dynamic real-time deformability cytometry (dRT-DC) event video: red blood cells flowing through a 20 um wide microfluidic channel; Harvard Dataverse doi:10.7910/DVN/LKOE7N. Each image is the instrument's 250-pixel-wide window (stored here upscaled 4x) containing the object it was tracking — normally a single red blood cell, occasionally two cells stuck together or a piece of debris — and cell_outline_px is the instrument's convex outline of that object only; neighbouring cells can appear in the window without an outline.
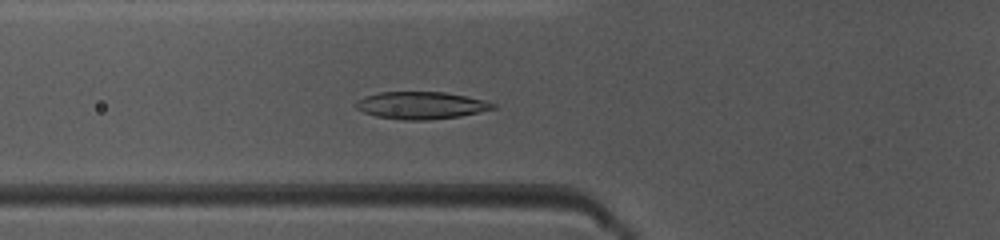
{"species": "common noctule bat (a hibernating species)", "species_latin": "Nyctalus noctula", "temperature_condition": "warm", "stored_images_in_passage": 38, "camera_frame_rate_fps": 3000, "um_per_image_px": 0.085, "animal": {"sex": "female", "body_mass_g": 10.0, "forearm_length_mm": 53.1}, "frame": {"image": 1, "passage_image": 7, "time_ms": 2.0, "image_size_px": [1000, 240], "cell_outline_px": [[496, 108], [460, 116], [428, 120], [404, 120], [376, 116], [364, 112], [356, 108], [356, 100], [364, 96], [380, 92], [444, 92], [484, 100], [496, 104]], "centroid_in_image_um": [35.77, 8.95], "position_along_channel_um": 90.0, "area_um2": 21.68}}
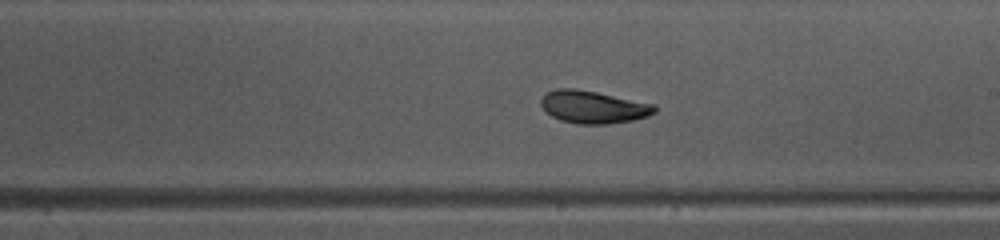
{"frame": {"image": 2, "passage_image": 18, "time_ms": 5.667, "image_size_px": [1000, 240], "cell_outline_px": [[656, 112], [648, 116], [632, 120], [608, 124], [576, 124], [560, 120], [544, 112], [540, 104], [540, 100], [548, 92], [556, 88], [576, 88], [656, 104]], "centroid_in_image_um": [50.41, 9.1], "position_along_channel_um": 238.6, "area_um2": 21.73}}
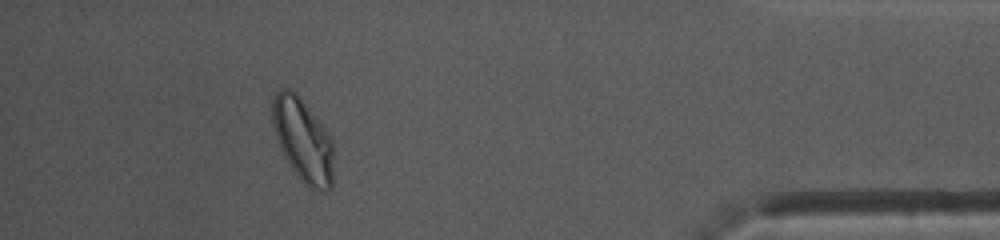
{"frame": {"image": 3, "passage_image": 34, "time_ms": 11.0, "image_size_px": [1000, 240], "cell_outline_px": [[332, 188], [328, 192], [324, 192], [308, 188], [300, 180], [284, 156], [280, 148], [272, 124], [272, 100], [276, 92], [280, 88], [288, 88], [296, 92], [300, 96], [332, 136]], "centroid_in_image_um": [25.75, 11.9], "position_along_channel_um": 409.4, "area_um2": 30.11}, "authors_computed_cell_mechanics": {"area_um2": 21.7039, "velocity_mm_per_s": 4.0421, "shape_relaxation_time_tau1_ms": 4.6237, "shape_relaxation_time_tau2_ms": 2.1151, "deformation_change_tau1": 0.1774, "deformation_change_tau2": 0.0378}}